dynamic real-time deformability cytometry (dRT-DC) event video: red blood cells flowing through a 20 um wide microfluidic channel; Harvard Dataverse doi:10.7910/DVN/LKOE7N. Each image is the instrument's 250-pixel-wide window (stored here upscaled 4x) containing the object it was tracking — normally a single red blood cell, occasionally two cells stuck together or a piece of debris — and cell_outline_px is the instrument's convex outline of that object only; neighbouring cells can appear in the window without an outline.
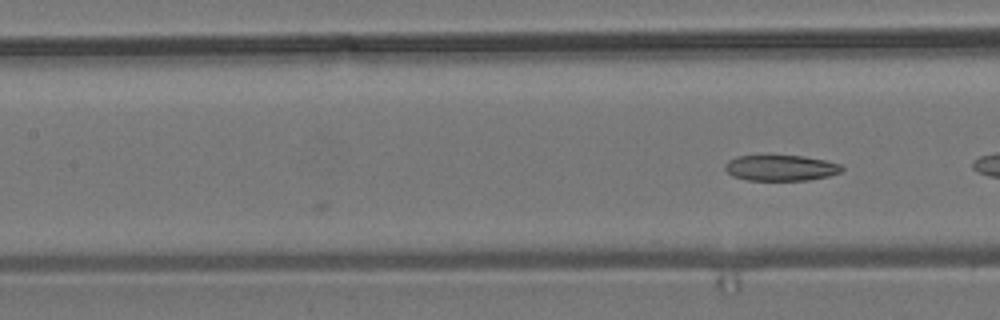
{"species": "common noctule bat (a hibernating species)", "species_latin": "Nyctalus noctula", "temperature_condition": "room temperature", "stored_images_in_passage": 7, "camera_frame_rate_fps": 3000, "um_per_image_px": 0.085, "animal": {"sex": "male", "body_mass_g": 19.2, "forearm_length_mm": 51.8}, "frame": {"image": 1, "passage_image": 7, "time_ms": 2.0, "image_size_px": [1000, 320], "cell_outline_px": [[844, 168], [840, 172], [828, 176], [808, 180], [748, 180], [732, 176], [724, 168], [724, 164], [728, 160], [736, 156], [804, 156], [824, 160], [840, 164]], "centroid_in_image_um": [66.34, 14.27], "position_along_channel_um": 141.1, "area_um2": 17.46}}